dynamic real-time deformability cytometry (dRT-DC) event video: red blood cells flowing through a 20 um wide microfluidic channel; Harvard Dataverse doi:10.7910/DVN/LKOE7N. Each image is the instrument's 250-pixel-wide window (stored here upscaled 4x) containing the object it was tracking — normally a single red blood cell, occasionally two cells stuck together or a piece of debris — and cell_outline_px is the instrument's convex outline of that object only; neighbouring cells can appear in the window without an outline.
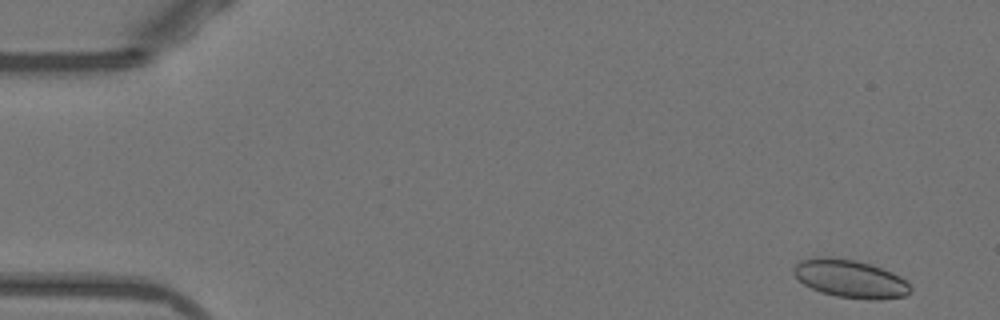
{"species": "Egyptian fruit bat (a non-hibernating species)", "species_latin": "Rousettus aegyptiacus", "temperature_condition": "warm", "stored_images_in_passage": 11, "camera_frame_rate_fps": 3000, "um_per_image_px": 0.085, "animal": {"sex": "female"}, "frame": {"image": 1, "passage_image": 2, "time_ms": 0.333, "image_size_px": [1000, 320], "cell_outline_px": [[912, 288], [904, 296], [876, 300], [868, 300], [836, 296], [820, 292], [804, 284], [792, 272], [792, 268], [800, 260], [816, 256], [828, 256], [856, 260], [892, 272], [900, 276]], "centroid_in_image_um": [72.23, 23.68], "position_along_channel_um": 12.8, "area_um2": 25.84}}